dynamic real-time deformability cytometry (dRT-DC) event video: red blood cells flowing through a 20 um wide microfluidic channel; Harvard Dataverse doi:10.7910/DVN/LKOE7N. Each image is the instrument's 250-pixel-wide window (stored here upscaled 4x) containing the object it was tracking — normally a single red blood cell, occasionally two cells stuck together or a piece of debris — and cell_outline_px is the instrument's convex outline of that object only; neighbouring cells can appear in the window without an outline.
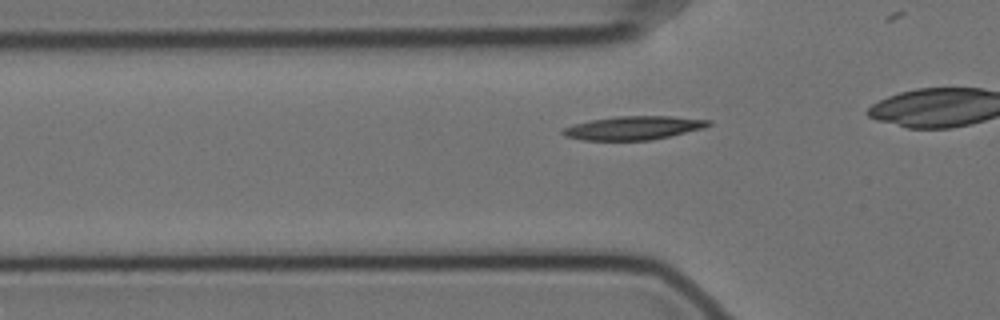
{"species": "Egyptian fruit bat (a non-hibernating species)", "species_latin": "Rousettus aegyptiacus", "temperature_condition": "cold", "stored_images_in_passage": 34, "camera_frame_rate_fps": 3000, "um_per_image_px": 0.085, "animal": {"sex": "female"}, "frame": {"image": 1, "passage_image": 7, "time_ms": 2.0, "image_size_px": [1000, 320], "cell_outline_px": [[712, 124], [704, 128], [652, 140], [584, 140], [564, 136], [560, 132], [564, 128], [576, 124], [592, 120], [616, 116], [672, 116], [712, 120]], "centroid_in_image_um": [53.89, 10.87], "position_along_channel_um": 71.9, "area_um2": 19.94}}
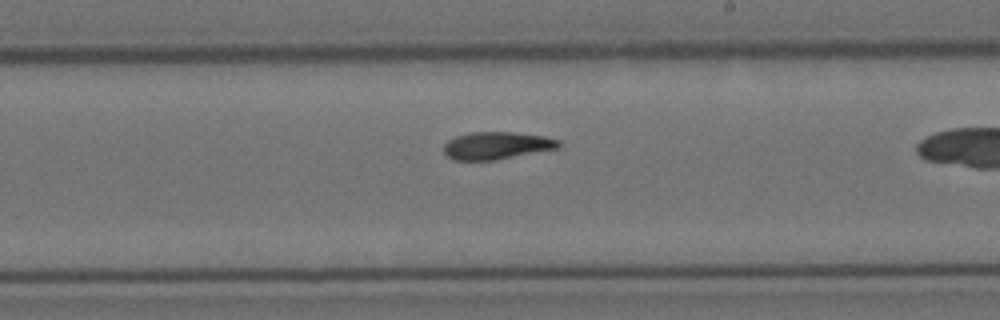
{"frame": {"image": 2, "passage_image": 22, "time_ms": 7.0, "image_size_px": [1000, 320], "cell_outline_px": [[560, 148], [496, 160], [452, 160], [444, 152], [444, 144], [448, 140], [456, 136], [472, 132], [512, 132], [544, 136], [560, 140]], "centroid_in_image_um": [42.23, 12.37], "position_along_channel_um": 246.8, "area_um2": 18.44}}
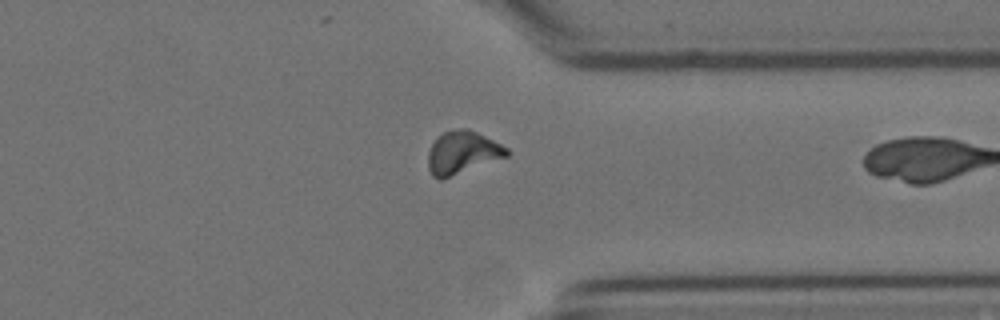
{"frame": {"image": 3, "passage_image": 33, "time_ms": 10.667, "image_size_px": [1000, 320], "cell_outline_px": [[512, 152], [508, 156], [440, 180], [432, 176], [428, 168], [428, 152], [432, 144], [444, 132], [460, 128], [468, 128], [508, 148]], "centroid_in_image_um": [39.3, 12.98], "position_along_channel_um": 372.1, "area_um2": 19.36}}